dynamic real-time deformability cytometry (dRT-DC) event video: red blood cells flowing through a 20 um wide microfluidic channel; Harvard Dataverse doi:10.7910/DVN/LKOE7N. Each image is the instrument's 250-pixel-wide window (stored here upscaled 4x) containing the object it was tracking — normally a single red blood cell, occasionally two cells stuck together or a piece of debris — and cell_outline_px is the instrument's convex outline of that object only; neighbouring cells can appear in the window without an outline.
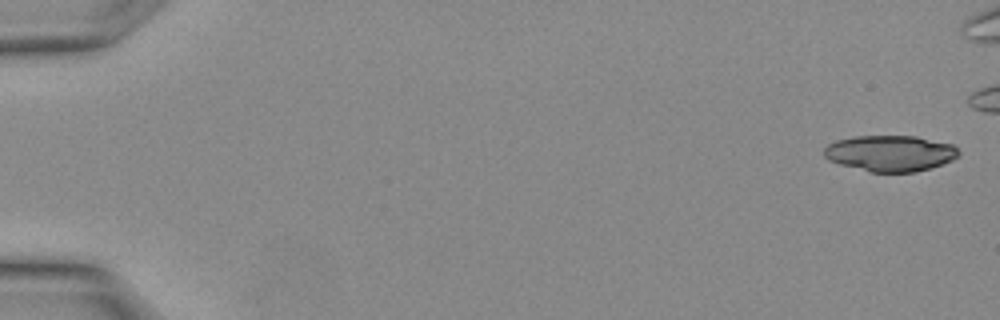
{"species": "Egyptian fruit bat (a non-hibernating species)", "species_latin": "Rousettus aegyptiacus", "temperature_condition": "warm", "stored_images_in_passage": 7, "camera_frame_rate_fps": 3000, "um_per_image_px": 0.085, "animal": {"sex": "female"}, "frame": {"image": 1, "passage_image": 1, "time_ms": 0.0, "image_size_px": [1000, 320], "cell_outline_px": [[960, 156], [952, 160], [916, 172], [872, 172], [840, 164], [828, 160], [824, 156], [824, 148], [828, 144], [836, 140], [856, 136], [916, 136], [952, 144], [960, 152]], "centroid_in_image_um": [75.66, 13.02], "position_along_channel_um": 9.3, "area_um2": 28.15}}